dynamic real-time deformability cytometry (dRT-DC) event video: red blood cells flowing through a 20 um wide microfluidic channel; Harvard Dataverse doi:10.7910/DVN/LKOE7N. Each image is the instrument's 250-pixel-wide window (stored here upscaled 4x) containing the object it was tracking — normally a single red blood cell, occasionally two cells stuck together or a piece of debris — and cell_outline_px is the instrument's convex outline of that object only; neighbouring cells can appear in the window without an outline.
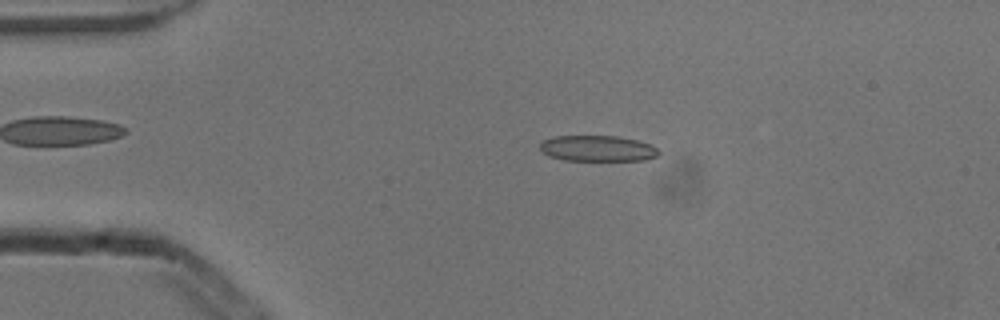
{"species": "common noctule bat (a hibernating species)", "species_latin": "Nyctalus noctula", "temperature_condition": "cold", "stored_images_in_passage": 28, "camera_frame_rate_fps": 3000, "um_per_image_px": 0.085, "animal": {"sex": "male", "body_mass_g": 13.3}, "frame": {"image": 1, "passage_image": 11, "time_ms": 3.333, "image_size_px": [1000, 320], "cell_outline_px": [[660, 152], [656, 156], [644, 160], [564, 160], [548, 156], [540, 148], [540, 144], [544, 140], [556, 136], [616, 136], [636, 140], [652, 144]], "centroid_in_image_um": [50.8, 12.61], "position_along_channel_um": 34.2, "area_um2": 17.74}}
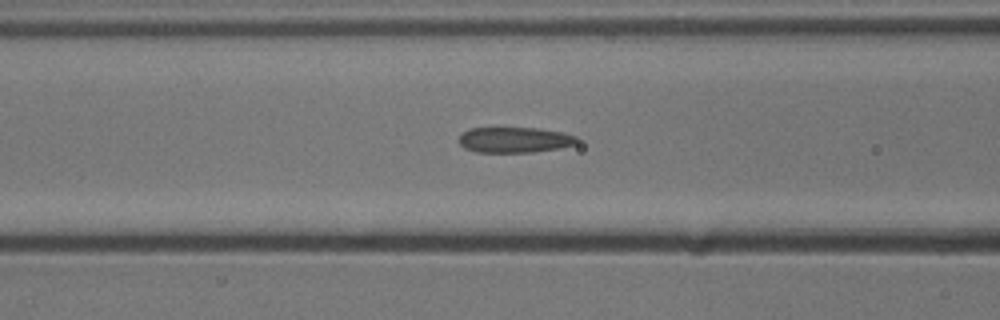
{"frame": {"image": 2, "passage_image": 21, "time_ms": 6.667, "image_size_px": [1000, 320], "cell_outline_px": [[580, 140], [576, 144], [560, 148], [532, 152], [476, 152], [464, 148], [460, 144], [460, 136], [464, 132], [472, 128], [536, 128], [564, 132], [576, 136]], "centroid_in_image_um": [43.79, 11.89], "position_along_channel_um": 122.8, "area_um2": 17.57}}
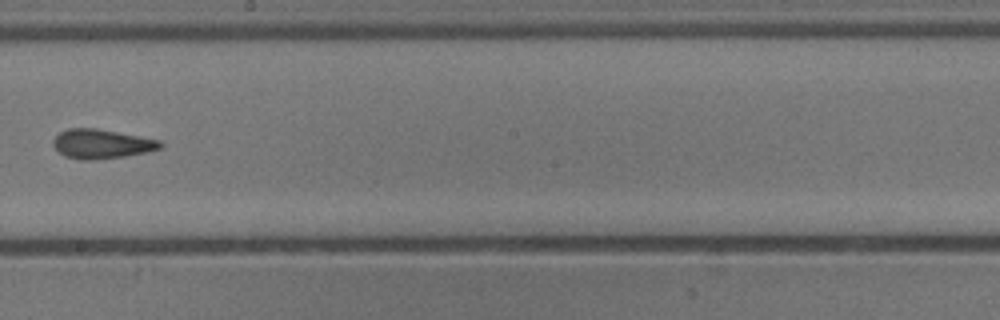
{"frame": {"image": 3, "passage_image": 28, "time_ms": 9.0, "image_size_px": [1000, 320], "cell_outline_px": [[164, 144], [160, 148], [148, 152], [124, 156], [92, 160], [80, 160], [64, 156], [52, 144], [52, 140], [60, 132], [68, 128], [96, 128], [140, 136], [160, 140]], "centroid_in_image_um": [8.63, 12.23], "position_along_channel_um": 239.6, "area_um2": 18.32}}